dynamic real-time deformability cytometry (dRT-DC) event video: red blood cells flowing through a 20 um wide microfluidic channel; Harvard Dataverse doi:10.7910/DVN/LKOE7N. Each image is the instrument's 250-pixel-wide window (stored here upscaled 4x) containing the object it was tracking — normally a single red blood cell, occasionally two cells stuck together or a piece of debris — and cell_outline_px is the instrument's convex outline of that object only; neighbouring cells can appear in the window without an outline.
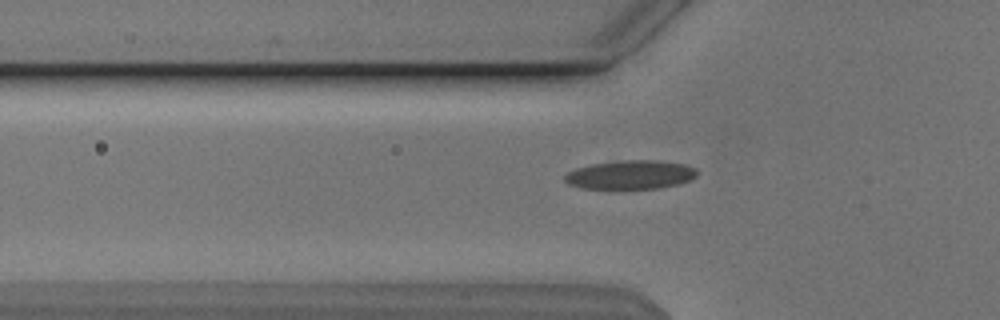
{"species": "Egyptian fruit bat (a non-hibernating species)", "species_latin": "Rousettus aegyptiacus", "temperature_condition": "cold", "stored_images_in_passage": 36, "camera_frame_rate_fps": 3000, "um_per_image_px": 0.085, "animal": {"sex": "male"}, "frame": {"image": 1, "passage_image": 5, "time_ms": 1.333, "image_size_px": [1000, 320], "cell_outline_px": [[696, 176], [680, 184], [660, 188], [616, 192], [580, 188], [568, 184], [564, 180], [564, 176], [568, 172], [576, 168], [592, 164], [620, 160], [652, 160], [684, 164], [696, 168]], "centroid_in_image_um": [53.52, 14.91], "position_along_channel_um": 72.3, "area_um2": 23.24}}
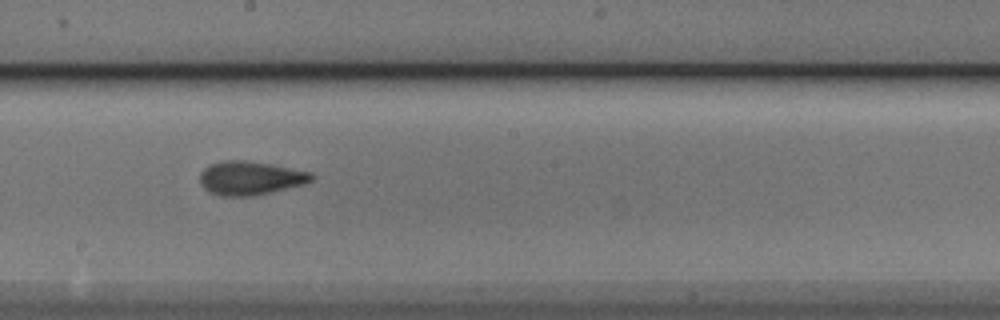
{"frame": {"image": 2, "passage_image": 17, "time_ms": 5.333, "image_size_px": [1000, 320], "cell_outline_px": [[316, 176], [312, 180], [304, 184], [252, 196], [220, 196], [204, 188], [200, 184], [200, 172], [208, 164], [224, 160], [244, 160], [272, 164], [312, 172]], "centroid_in_image_um": [21.27, 15.12], "position_along_channel_um": 226.9, "area_um2": 22.02}}
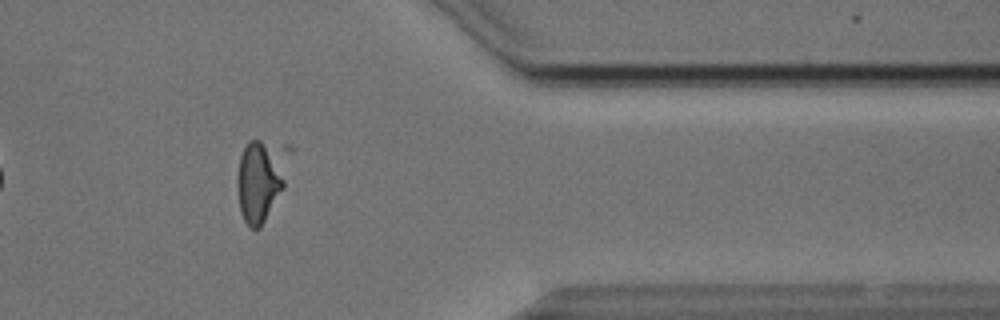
{"frame": {"image": 3, "passage_image": 31, "time_ms": 10.0, "image_size_px": [1000, 320], "cell_outline_px": [[284, 188], [260, 228], [248, 228], [240, 212], [236, 188], [236, 176], [240, 156], [248, 140], [260, 140], [268, 148], [284, 180]], "centroid_in_image_um": [21.88, 15.59], "position_along_channel_um": 389.5, "area_um2": 21.56}, "authors_computed_cell_mechanics": {"area_um2": 21.5305, "velocity_mm_per_s": 3.8571, "shape_relaxation_time_tau1_ms": 3.7723, "shape_relaxation_time_tau2_ms": 1.3433, "deformation_change_tau1": 0.1332, "deformation_change_tau2": 0.072}}